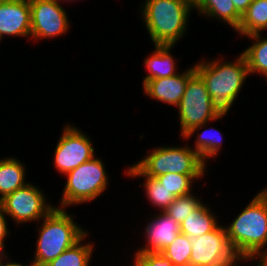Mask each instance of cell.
Segmentation results:
<instances>
[{
	"instance_id": "cell-13",
	"label": "cell",
	"mask_w": 267,
	"mask_h": 266,
	"mask_svg": "<svg viewBox=\"0 0 267 266\" xmlns=\"http://www.w3.org/2000/svg\"><path fill=\"white\" fill-rule=\"evenodd\" d=\"M195 73L193 67L182 74L148 80L143 84V90L150 98L177 106L183 97L188 80Z\"/></svg>"
},
{
	"instance_id": "cell-18",
	"label": "cell",
	"mask_w": 267,
	"mask_h": 266,
	"mask_svg": "<svg viewBox=\"0 0 267 266\" xmlns=\"http://www.w3.org/2000/svg\"><path fill=\"white\" fill-rule=\"evenodd\" d=\"M206 205L200 204L180 225V232L188 237H198L213 231L218 223Z\"/></svg>"
},
{
	"instance_id": "cell-16",
	"label": "cell",
	"mask_w": 267,
	"mask_h": 266,
	"mask_svg": "<svg viewBox=\"0 0 267 266\" xmlns=\"http://www.w3.org/2000/svg\"><path fill=\"white\" fill-rule=\"evenodd\" d=\"M194 8L207 17H215L227 22L236 30L242 16L237 12L232 0H194Z\"/></svg>"
},
{
	"instance_id": "cell-9",
	"label": "cell",
	"mask_w": 267,
	"mask_h": 266,
	"mask_svg": "<svg viewBox=\"0 0 267 266\" xmlns=\"http://www.w3.org/2000/svg\"><path fill=\"white\" fill-rule=\"evenodd\" d=\"M45 196L28 183L0 200V208L18 224L44 218L54 206L46 205Z\"/></svg>"
},
{
	"instance_id": "cell-21",
	"label": "cell",
	"mask_w": 267,
	"mask_h": 266,
	"mask_svg": "<svg viewBox=\"0 0 267 266\" xmlns=\"http://www.w3.org/2000/svg\"><path fill=\"white\" fill-rule=\"evenodd\" d=\"M247 37L256 41L242 53L247 62L249 74L259 72L267 78V38L259 40L260 33L248 35Z\"/></svg>"
},
{
	"instance_id": "cell-28",
	"label": "cell",
	"mask_w": 267,
	"mask_h": 266,
	"mask_svg": "<svg viewBox=\"0 0 267 266\" xmlns=\"http://www.w3.org/2000/svg\"><path fill=\"white\" fill-rule=\"evenodd\" d=\"M6 214L0 208V246L4 249V238L7 237L8 228L5 216Z\"/></svg>"
},
{
	"instance_id": "cell-32",
	"label": "cell",
	"mask_w": 267,
	"mask_h": 266,
	"mask_svg": "<svg viewBox=\"0 0 267 266\" xmlns=\"http://www.w3.org/2000/svg\"><path fill=\"white\" fill-rule=\"evenodd\" d=\"M5 259L7 256H5V253H3V248L0 246V259Z\"/></svg>"
},
{
	"instance_id": "cell-6",
	"label": "cell",
	"mask_w": 267,
	"mask_h": 266,
	"mask_svg": "<svg viewBox=\"0 0 267 266\" xmlns=\"http://www.w3.org/2000/svg\"><path fill=\"white\" fill-rule=\"evenodd\" d=\"M146 176L157 177L167 173L204 175L205 162L190 147L154 148L144 159L135 164Z\"/></svg>"
},
{
	"instance_id": "cell-22",
	"label": "cell",
	"mask_w": 267,
	"mask_h": 266,
	"mask_svg": "<svg viewBox=\"0 0 267 266\" xmlns=\"http://www.w3.org/2000/svg\"><path fill=\"white\" fill-rule=\"evenodd\" d=\"M86 235L71 248L65 250L60 256L50 261L45 266H89V260L93 253L92 244H83L81 241Z\"/></svg>"
},
{
	"instance_id": "cell-8",
	"label": "cell",
	"mask_w": 267,
	"mask_h": 266,
	"mask_svg": "<svg viewBox=\"0 0 267 266\" xmlns=\"http://www.w3.org/2000/svg\"><path fill=\"white\" fill-rule=\"evenodd\" d=\"M189 240L192 266H237L236 260H240L229 243L225 226L218 225L213 231Z\"/></svg>"
},
{
	"instance_id": "cell-5",
	"label": "cell",
	"mask_w": 267,
	"mask_h": 266,
	"mask_svg": "<svg viewBox=\"0 0 267 266\" xmlns=\"http://www.w3.org/2000/svg\"><path fill=\"white\" fill-rule=\"evenodd\" d=\"M181 136L190 138L200 127L208 121L222 118V113L212 103L202 78L195 73L187 82L185 92L179 104Z\"/></svg>"
},
{
	"instance_id": "cell-29",
	"label": "cell",
	"mask_w": 267,
	"mask_h": 266,
	"mask_svg": "<svg viewBox=\"0 0 267 266\" xmlns=\"http://www.w3.org/2000/svg\"><path fill=\"white\" fill-rule=\"evenodd\" d=\"M253 0H232L235 9L242 16Z\"/></svg>"
},
{
	"instance_id": "cell-24",
	"label": "cell",
	"mask_w": 267,
	"mask_h": 266,
	"mask_svg": "<svg viewBox=\"0 0 267 266\" xmlns=\"http://www.w3.org/2000/svg\"><path fill=\"white\" fill-rule=\"evenodd\" d=\"M203 175H184L167 173L155 177L173 196L179 197L191 193L192 180L199 179Z\"/></svg>"
},
{
	"instance_id": "cell-30",
	"label": "cell",
	"mask_w": 267,
	"mask_h": 266,
	"mask_svg": "<svg viewBox=\"0 0 267 266\" xmlns=\"http://www.w3.org/2000/svg\"><path fill=\"white\" fill-rule=\"evenodd\" d=\"M260 258V262L258 264V266H267V248L265 251H263L262 253H257L255 255H253L252 257L249 258V260H254L255 257Z\"/></svg>"
},
{
	"instance_id": "cell-11",
	"label": "cell",
	"mask_w": 267,
	"mask_h": 266,
	"mask_svg": "<svg viewBox=\"0 0 267 266\" xmlns=\"http://www.w3.org/2000/svg\"><path fill=\"white\" fill-rule=\"evenodd\" d=\"M29 5L31 37L45 39L66 33L69 28L68 17L58 0H29Z\"/></svg>"
},
{
	"instance_id": "cell-25",
	"label": "cell",
	"mask_w": 267,
	"mask_h": 266,
	"mask_svg": "<svg viewBox=\"0 0 267 266\" xmlns=\"http://www.w3.org/2000/svg\"><path fill=\"white\" fill-rule=\"evenodd\" d=\"M201 204L191 193L175 197L174 201L164 211L173 217L180 225Z\"/></svg>"
},
{
	"instance_id": "cell-3",
	"label": "cell",
	"mask_w": 267,
	"mask_h": 266,
	"mask_svg": "<svg viewBox=\"0 0 267 266\" xmlns=\"http://www.w3.org/2000/svg\"><path fill=\"white\" fill-rule=\"evenodd\" d=\"M142 16L154 45H175L185 33L193 0H146Z\"/></svg>"
},
{
	"instance_id": "cell-10",
	"label": "cell",
	"mask_w": 267,
	"mask_h": 266,
	"mask_svg": "<svg viewBox=\"0 0 267 266\" xmlns=\"http://www.w3.org/2000/svg\"><path fill=\"white\" fill-rule=\"evenodd\" d=\"M93 157L90 139L77 128L66 126L55 149L54 164L58 171L66 174Z\"/></svg>"
},
{
	"instance_id": "cell-2",
	"label": "cell",
	"mask_w": 267,
	"mask_h": 266,
	"mask_svg": "<svg viewBox=\"0 0 267 266\" xmlns=\"http://www.w3.org/2000/svg\"><path fill=\"white\" fill-rule=\"evenodd\" d=\"M194 68L204 81L212 103L219 111L227 113L249 74L243 54L241 53L234 63L204 61Z\"/></svg>"
},
{
	"instance_id": "cell-14",
	"label": "cell",
	"mask_w": 267,
	"mask_h": 266,
	"mask_svg": "<svg viewBox=\"0 0 267 266\" xmlns=\"http://www.w3.org/2000/svg\"><path fill=\"white\" fill-rule=\"evenodd\" d=\"M148 244L136 253H158L170 245L180 233V224L171 216L161 211L146 226Z\"/></svg>"
},
{
	"instance_id": "cell-23",
	"label": "cell",
	"mask_w": 267,
	"mask_h": 266,
	"mask_svg": "<svg viewBox=\"0 0 267 266\" xmlns=\"http://www.w3.org/2000/svg\"><path fill=\"white\" fill-rule=\"evenodd\" d=\"M174 266H189L192 246L189 237L179 233L175 240L161 252Z\"/></svg>"
},
{
	"instance_id": "cell-15",
	"label": "cell",
	"mask_w": 267,
	"mask_h": 266,
	"mask_svg": "<svg viewBox=\"0 0 267 266\" xmlns=\"http://www.w3.org/2000/svg\"><path fill=\"white\" fill-rule=\"evenodd\" d=\"M173 45H155V51L147 58L144 63L150 72L143 81V84L152 79L166 78L174 76L178 73L175 72V60L170 55Z\"/></svg>"
},
{
	"instance_id": "cell-27",
	"label": "cell",
	"mask_w": 267,
	"mask_h": 266,
	"mask_svg": "<svg viewBox=\"0 0 267 266\" xmlns=\"http://www.w3.org/2000/svg\"><path fill=\"white\" fill-rule=\"evenodd\" d=\"M134 266H174L173 263L161 252L136 253Z\"/></svg>"
},
{
	"instance_id": "cell-7",
	"label": "cell",
	"mask_w": 267,
	"mask_h": 266,
	"mask_svg": "<svg viewBox=\"0 0 267 266\" xmlns=\"http://www.w3.org/2000/svg\"><path fill=\"white\" fill-rule=\"evenodd\" d=\"M60 206L92 201L107 188V173L100 159L92 158L69 171Z\"/></svg>"
},
{
	"instance_id": "cell-17",
	"label": "cell",
	"mask_w": 267,
	"mask_h": 266,
	"mask_svg": "<svg viewBox=\"0 0 267 266\" xmlns=\"http://www.w3.org/2000/svg\"><path fill=\"white\" fill-rule=\"evenodd\" d=\"M25 166L15 158L0 160V200L6 195L27 185Z\"/></svg>"
},
{
	"instance_id": "cell-31",
	"label": "cell",
	"mask_w": 267,
	"mask_h": 266,
	"mask_svg": "<svg viewBox=\"0 0 267 266\" xmlns=\"http://www.w3.org/2000/svg\"><path fill=\"white\" fill-rule=\"evenodd\" d=\"M2 266H24V265H21V264L16 263V262H13V263L12 262H8V263H5V264H2ZM30 266H34V265L31 264Z\"/></svg>"
},
{
	"instance_id": "cell-26",
	"label": "cell",
	"mask_w": 267,
	"mask_h": 266,
	"mask_svg": "<svg viewBox=\"0 0 267 266\" xmlns=\"http://www.w3.org/2000/svg\"><path fill=\"white\" fill-rule=\"evenodd\" d=\"M216 131L218 132V130ZM195 142L196 145L194 147V151H196L201 159L206 163V158L209 159L210 157L217 155L219 149L221 148L222 135L217 136V133H213V135L211 133L208 134V130H204V132L198 135Z\"/></svg>"
},
{
	"instance_id": "cell-34",
	"label": "cell",
	"mask_w": 267,
	"mask_h": 266,
	"mask_svg": "<svg viewBox=\"0 0 267 266\" xmlns=\"http://www.w3.org/2000/svg\"><path fill=\"white\" fill-rule=\"evenodd\" d=\"M2 260H3V259H0V266H2V264H3V263H2Z\"/></svg>"
},
{
	"instance_id": "cell-4",
	"label": "cell",
	"mask_w": 267,
	"mask_h": 266,
	"mask_svg": "<svg viewBox=\"0 0 267 266\" xmlns=\"http://www.w3.org/2000/svg\"><path fill=\"white\" fill-rule=\"evenodd\" d=\"M43 219L32 261L34 266H45L87 235L65 208L54 207Z\"/></svg>"
},
{
	"instance_id": "cell-12",
	"label": "cell",
	"mask_w": 267,
	"mask_h": 266,
	"mask_svg": "<svg viewBox=\"0 0 267 266\" xmlns=\"http://www.w3.org/2000/svg\"><path fill=\"white\" fill-rule=\"evenodd\" d=\"M30 36L31 10L29 0L0 2V37Z\"/></svg>"
},
{
	"instance_id": "cell-1",
	"label": "cell",
	"mask_w": 267,
	"mask_h": 266,
	"mask_svg": "<svg viewBox=\"0 0 267 266\" xmlns=\"http://www.w3.org/2000/svg\"><path fill=\"white\" fill-rule=\"evenodd\" d=\"M225 229L240 260L263 252L267 244V188L258 193Z\"/></svg>"
},
{
	"instance_id": "cell-19",
	"label": "cell",
	"mask_w": 267,
	"mask_h": 266,
	"mask_svg": "<svg viewBox=\"0 0 267 266\" xmlns=\"http://www.w3.org/2000/svg\"><path fill=\"white\" fill-rule=\"evenodd\" d=\"M267 28V0H253L242 15L241 22L236 29L241 36H248L262 32Z\"/></svg>"
},
{
	"instance_id": "cell-20",
	"label": "cell",
	"mask_w": 267,
	"mask_h": 266,
	"mask_svg": "<svg viewBox=\"0 0 267 266\" xmlns=\"http://www.w3.org/2000/svg\"><path fill=\"white\" fill-rule=\"evenodd\" d=\"M132 177H145L146 181L144 184L145 191L153 205L159 207L161 211H165L168 206L174 201L173 196L156 178L146 176L135 164L128 169L126 172Z\"/></svg>"
},
{
	"instance_id": "cell-33",
	"label": "cell",
	"mask_w": 267,
	"mask_h": 266,
	"mask_svg": "<svg viewBox=\"0 0 267 266\" xmlns=\"http://www.w3.org/2000/svg\"><path fill=\"white\" fill-rule=\"evenodd\" d=\"M8 1H11V0H0V2H8Z\"/></svg>"
}]
</instances>
